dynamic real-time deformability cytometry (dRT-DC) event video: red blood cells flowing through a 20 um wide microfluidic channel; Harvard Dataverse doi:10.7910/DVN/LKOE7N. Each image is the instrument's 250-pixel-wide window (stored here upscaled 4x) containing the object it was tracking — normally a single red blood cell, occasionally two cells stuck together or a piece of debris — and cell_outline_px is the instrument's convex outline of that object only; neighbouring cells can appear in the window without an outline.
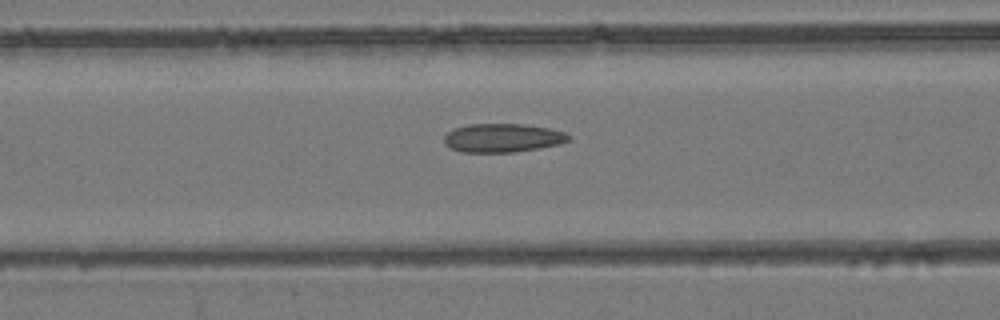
{"species": "common noctule bat (a hibernating species)", "species_latin": "Nyctalus noctula", "temperature_condition": "room temperature", "stored_images_in_passage": 41, "camera_frame_rate_fps": 3000, "um_per_image_px": 0.085, "animal": {"sex": "female", "body_mass_g": 24.6, "forearm_length_mm": 56.2}, "frame": {"image": 1, "passage_image": 10, "time_ms": 3.0, "image_size_px": [1000, 320], "cell_outline_px": [[572, 136], [568, 140], [556, 144], [516, 152], [460, 152], [448, 148], [444, 144], [444, 136], [448, 132], [456, 128], [468, 124], [524, 124], [548, 128], [564, 132]], "centroid_in_image_um": [42.66, 11.72], "position_along_channel_um": 123.9, "area_um2": 20.69}}
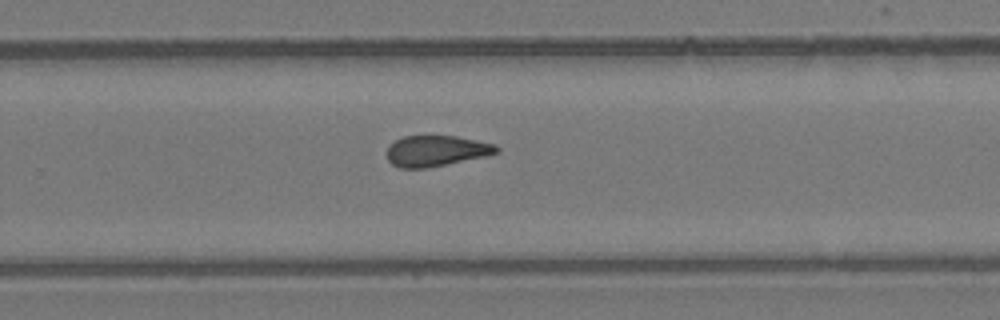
{"frame": {"image": 2, "passage_image": 23, "time_ms": 7.333, "image_size_px": [1000, 320], "cell_outline_px": [[500, 152], [484, 156], [424, 168], [400, 168], [392, 164], [388, 160], [384, 152], [388, 144], [404, 136], [456, 136], [496, 144], [500, 148]], "centroid_in_image_um": [37.03, 12.81], "position_along_channel_um": 292.8, "area_um2": 19.71}}
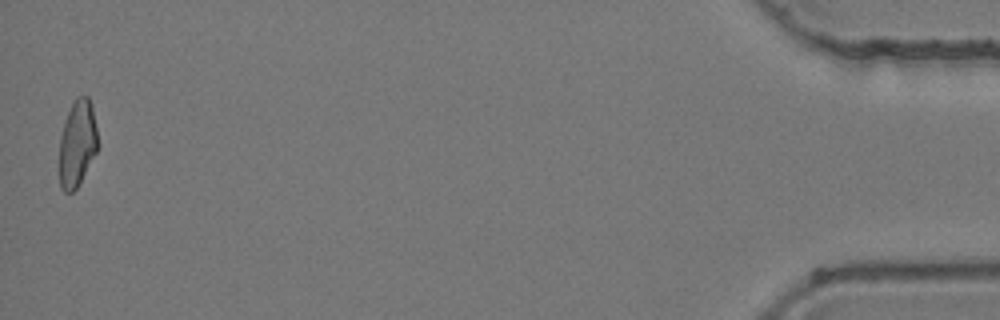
{"frame": {"image": 3, "passage_image": 41, "time_ms": 13.333, "image_size_px": [1000, 320], "cell_outline_px": [[96, 152], [76, 188], [72, 192], [64, 192], [60, 188], [60, 136], [68, 112], [76, 96], [88, 96], [92, 104], [96, 128]], "centroid_in_image_um": [6.55, 12.17], "position_along_channel_um": 428.6, "area_um2": 18.9}, "authors_computed_cell_mechanics": {"area_um2": 20.23, "velocity_mm_per_s": 3.9066, "shape_relaxation_time_tau1_ms": null, "shape_relaxation_time_tau2_ms": 2.439, "deformation_change_tau1": null, "deformation_change_tau2": 0.0948}}